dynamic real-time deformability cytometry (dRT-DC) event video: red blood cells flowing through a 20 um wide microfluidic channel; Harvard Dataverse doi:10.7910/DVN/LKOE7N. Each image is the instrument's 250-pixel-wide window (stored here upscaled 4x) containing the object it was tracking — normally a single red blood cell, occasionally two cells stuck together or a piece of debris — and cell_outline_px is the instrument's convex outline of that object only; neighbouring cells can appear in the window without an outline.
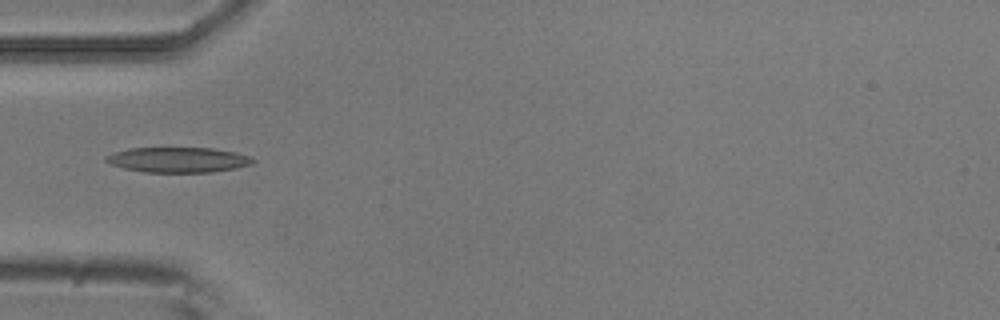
{"species": "common noctule bat (a hibernating species)", "species_latin": "Nyctalus noctula", "temperature_condition": "room temperature", "stored_images_in_passage": 4, "camera_frame_rate_fps": 3000, "um_per_image_px": 0.085, "animal": {"sex": "male", "body_mass_g": 20.5, "forearm_length_mm": 52.5}, "frame": {"image": 1, "passage_image": 4, "time_ms": 1.0, "image_size_px": [1000, 320], "cell_outline_px": [[256, 160], [252, 164], [212, 172], [144, 172], [124, 168], [112, 164], [104, 160], [104, 156], [112, 152], [128, 148], [212, 148], [236, 152], [252, 156]], "centroid_in_image_um": [15.13, 13.57], "position_along_channel_um": 69.9, "area_um2": 21.62}}